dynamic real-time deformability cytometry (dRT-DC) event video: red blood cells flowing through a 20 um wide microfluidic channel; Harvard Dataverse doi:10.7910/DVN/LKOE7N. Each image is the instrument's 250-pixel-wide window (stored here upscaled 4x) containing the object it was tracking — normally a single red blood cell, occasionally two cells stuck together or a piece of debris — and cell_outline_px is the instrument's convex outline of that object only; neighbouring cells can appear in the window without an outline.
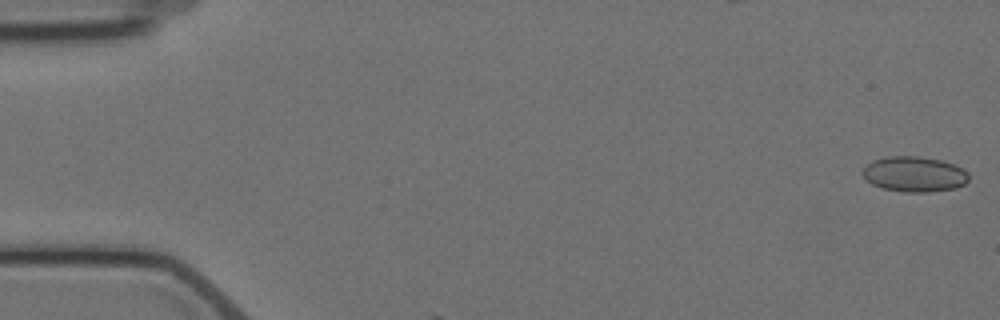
{"species": "Egyptian fruit bat (a non-hibernating species)", "species_latin": "Rousettus aegyptiacus", "temperature_condition": "cold", "stored_images_in_passage": 6, "camera_frame_rate_fps": 3000, "um_per_image_px": 0.085, "animal": {"sex": "female"}, "frame": {"image": 1, "passage_image": 1, "time_ms": 0.0, "image_size_px": [1000, 320], "cell_outline_px": [[968, 180], [964, 184], [956, 188], [928, 192], [904, 192], [884, 188], [872, 184], [860, 172], [872, 160], [884, 156], [920, 156], [940, 160], [964, 168], [968, 172]], "centroid_in_image_um": [77.72, 14.79], "position_along_channel_um": 7.3, "area_um2": 21.91}}
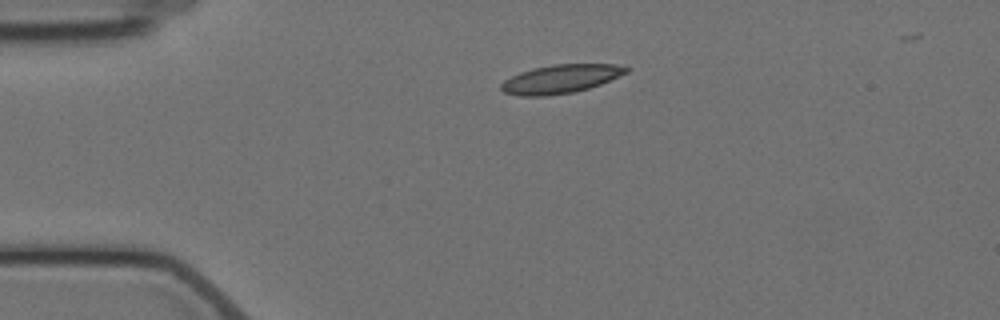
{"frame": {"image": 2, "passage_image": 6, "time_ms": 6.667, "image_size_px": [1000, 320], "cell_outline_px": [[628, 72], [600, 84], [576, 92], [544, 96], [520, 96], [504, 92], [500, 88], [500, 84], [504, 80], [520, 72], [532, 68], [552, 64], [616, 64], [628, 68]], "centroid_in_image_um": [47.62, 6.71], "position_along_channel_um": 37.4, "area_um2": 20.81}}